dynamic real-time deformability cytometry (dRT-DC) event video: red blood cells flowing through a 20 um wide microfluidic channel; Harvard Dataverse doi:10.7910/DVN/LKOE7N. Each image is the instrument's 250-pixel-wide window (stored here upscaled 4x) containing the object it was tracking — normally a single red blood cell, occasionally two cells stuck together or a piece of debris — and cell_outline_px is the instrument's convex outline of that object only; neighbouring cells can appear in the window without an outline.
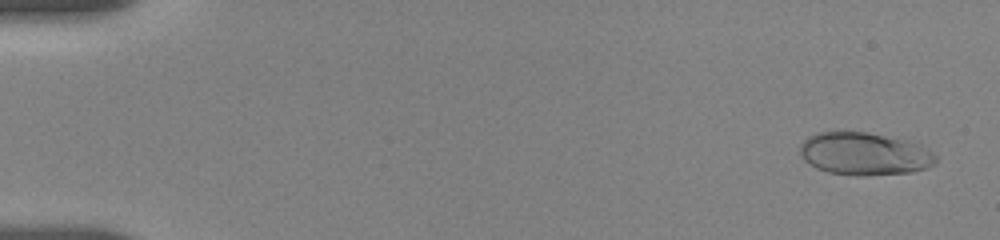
{"species": "human", "species_latin": "Homo sapiens", "temperature_condition": "room temperature", "stored_images_in_passage": 28, "camera_frame_rate_fps": 3000, "um_per_image_px": 0.085, "donor": {"sex": "female"}, "frame": {"image": 1, "passage_image": 3, "time_ms": 0.333, "image_size_px": [1000, 240], "cell_outline_px": [[936, 164], [928, 168], [912, 172], [864, 176], [856, 176], [828, 172], [816, 168], [804, 160], [800, 152], [800, 144], [808, 136], [816, 132], [840, 128], [844, 128], [868, 132], [920, 144], [936, 156]], "centroid_in_image_um": [73.42, 13.04], "position_along_channel_um": 11.6, "area_um2": 34.62}}
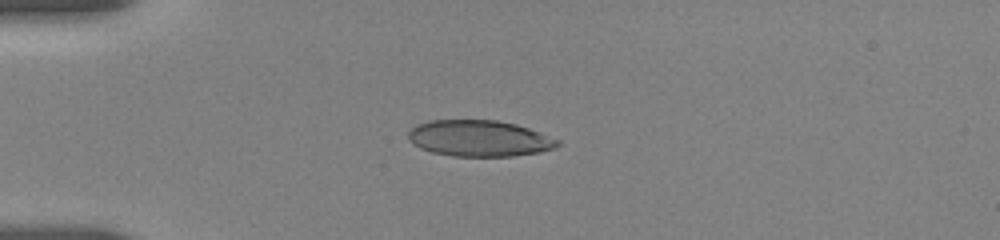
{"frame": {"image": 2, "passage_image": 23, "time_ms": 4.333, "image_size_px": [1000, 240], "cell_outline_px": [[560, 144], [556, 148], [540, 152], [512, 156], [452, 156], [432, 152], [420, 148], [412, 144], [408, 140], [408, 132], [416, 124], [428, 120], [496, 120], [516, 124], [528, 128], [560, 140]], "centroid_in_image_um": [40.72, 11.76], "position_along_channel_um": 44.3, "area_um2": 31.67}}